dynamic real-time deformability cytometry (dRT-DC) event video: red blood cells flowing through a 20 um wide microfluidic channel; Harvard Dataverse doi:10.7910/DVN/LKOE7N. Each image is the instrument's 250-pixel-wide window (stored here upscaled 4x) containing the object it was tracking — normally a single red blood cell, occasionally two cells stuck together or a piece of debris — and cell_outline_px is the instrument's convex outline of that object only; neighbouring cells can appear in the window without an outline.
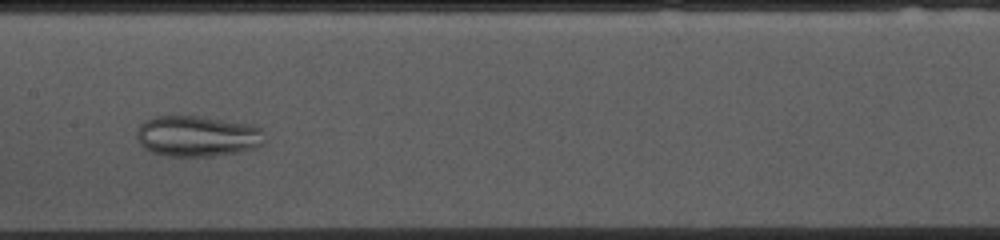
{"species": "common noctule bat (a hibernating species)", "species_latin": "Nyctalus noctula", "temperature_condition": "cold", "stored_images_in_passage": 46, "camera_frame_rate_fps": 3000, "um_per_image_px": 0.085, "animal": {"sex": "female", "body_mass_g": 10.0, "forearm_length_mm": 53.1}, "frame": {"image": 1, "passage_image": 24, "time_ms": 7.667, "image_size_px": [1000, 240], "cell_outline_px": [[264, 144], [256, 148], [240, 152], [216, 156], [164, 156], [152, 152], [144, 148], [140, 144], [136, 136], [136, 132], [140, 124], [144, 120], [156, 116], [196, 116], [256, 124], [264, 132]], "centroid_in_image_um": [16.8, 11.57], "position_along_channel_um": 190.6, "area_um2": 30.98}}
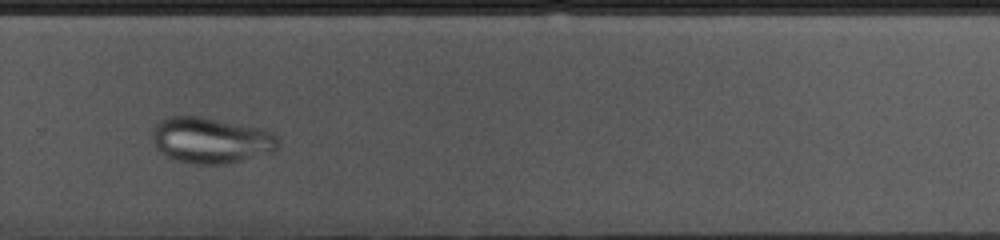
{"frame": {"image": 2, "passage_image": 34, "time_ms": 11.0, "image_size_px": [1000, 240], "cell_outline_px": [[276, 148], [272, 152], [224, 164], [192, 164], [172, 160], [156, 148], [152, 140], [152, 128], [160, 120], [168, 116], [200, 116], [264, 128], [272, 132], [276, 136]], "centroid_in_image_um": [17.87, 11.91], "position_along_channel_um": 311.9, "area_um2": 33.81}}
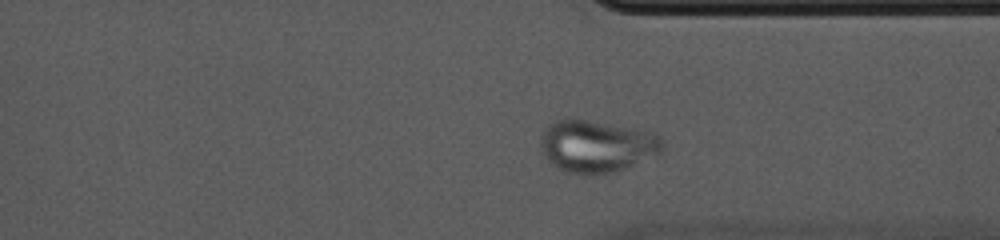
{"frame": {"image": 3, "passage_image": 38, "time_ms": 12.333, "image_size_px": [1000, 240], "cell_outline_px": [[664, 148], [660, 156], [620, 172], [584, 176], [564, 172], [556, 168], [544, 156], [540, 148], [540, 132], [548, 124], [556, 120], [576, 116], [636, 128], [652, 132], [660, 136], [664, 144]], "centroid_in_image_um": [50.75, 12.43], "position_along_channel_um": 360.7, "area_um2": 39.25}}